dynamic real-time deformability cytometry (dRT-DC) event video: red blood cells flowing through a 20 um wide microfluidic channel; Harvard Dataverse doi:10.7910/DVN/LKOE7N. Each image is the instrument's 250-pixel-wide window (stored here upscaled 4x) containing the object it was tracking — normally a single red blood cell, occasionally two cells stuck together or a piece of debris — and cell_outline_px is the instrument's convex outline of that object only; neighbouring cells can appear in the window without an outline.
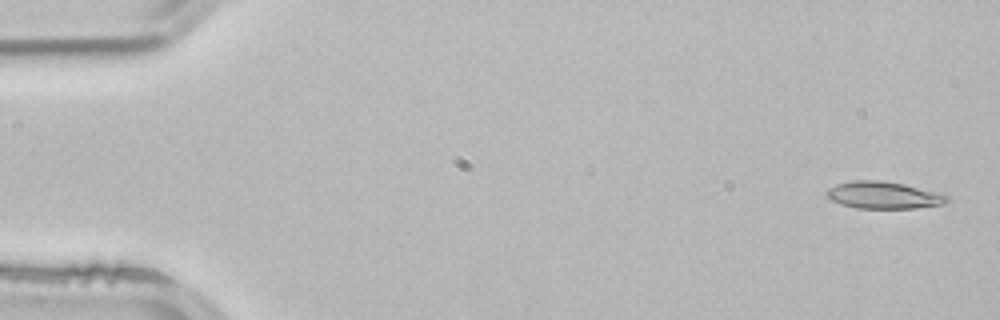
{"species": "common noctule bat (a hibernating species)", "species_latin": "Nyctalus noctula", "temperature_condition": "room temperature", "stored_images_in_passage": 4, "camera_frame_rate_fps": 3000, "um_per_image_px": 0.085, "animal": {"sex": "male", "body_mass_g": 21.5, "forearm_length_mm": 52.0}, "frame": {"image": 1, "passage_image": 1, "time_ms": 0.0, "image_size_px": [1000, 320], "cell_outline_px": [[948, 200], [944, 204], [916, 208], [856, 208], [832, 200], [824, 192], [828, 188], [836, 184], [852, 180], [884, 180], [944, 192], [948, 196]], "centroid_in_image_um": [75.16, 16.57], "position_along_channel_um": 9.8, "area_um2": 19.25}}
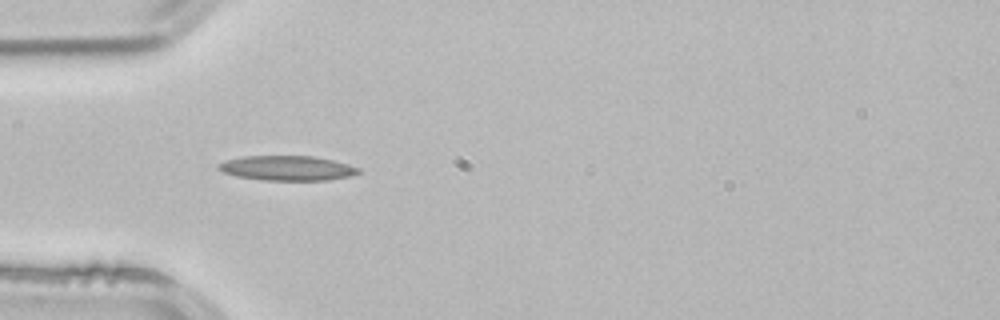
{"frame": {"image": 2, "passage_image": 4, "time_ms": 1.0, "image_size_px": [1000, 320], "cell_outline_px": [[360, 172], [352, 176], [328, 180], [264, 180], [236, 176], [224, 172], [216, 168], [216, 164], [228, 160], [244, 156], [312, 156], [332, 160], [348, 164], [360, 168]], "centroid_in_image_um": [24.42, 14.29], "position_along_channel_um": 60.6, "area_um2": 20.17}}